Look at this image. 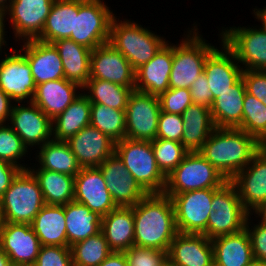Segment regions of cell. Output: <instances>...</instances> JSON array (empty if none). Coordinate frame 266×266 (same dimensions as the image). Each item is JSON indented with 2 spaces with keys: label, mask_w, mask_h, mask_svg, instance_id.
Segmentation results:
<instances>
[{
  "label": "cell",
  "mask_w": 266,
  "mask_h": 266,
  "mask_svg": "<svg viewBox=\"0 0 266 266\" xmlns=\"http://www.w3.org/2000/svg\"><path fill=\"white\" fill-rule=\"evenodd\" d=\"M133 207L134 245L168 251L178 233L171 197L149 193Z\"/></svg>",
  "instance_id": "obj_1"
},
{
  "label": "cell",
  "mask_w": 266,
  "mask_h": 266,
  "mask_svg": "<svg viewBox=\"0 0 266 266\" xmlns=\"http://www.w3.org/2000/svg\"><path fill=\"white\" fill-rule=\"evenodd\" d=\"M262 144L238 128H215L199 153L230 181L249 165Z\"/></svg>",
  "instance_id": "obj_2"
},
{
  "label": "cell",
  "mask_w": 266,
  "mask_h": 266,
  "mask_svg": "<svg viewBox=\"0 0 266 266\" xmlns=\"http://www.w3.org/2000/svg\"><path fill=\"white\" fill-rule=\"evenodd\" d=\"M115 16L110 25L109 43L129 61L134 70L148 63L167 42L163 36L129 20L120 21Z\"/></svg>",
  "instance_id": "obj_3"
},
{
  "label": "cell",
  "mask_w": 266,
  "mask_h": 266,
  "mask_svg": "<svg viewBox=\"0 0 266 266\" xmlns=\"http://www.w3.org/2000/svg\"><path fill=\"white\" fill-rule=\"evenodd\" d=\"M1 199L4 222L31 224L45 205L38 180L29 170H21Z\"/></svg>",
  "instance_id": "obj_4"
},
{
  "label": "cell",
  "mask_w": 266,
  "mask_h": 266,
  "mask_svg": "<svg viewBox=\"0 0 266 266\" xmlns=\"http://www.w3.org/2000/svg\"><path fill=\"white\" fill-rule=\"evenodd\" d=\"M115 153L139 185L149 193H163L166 177L158 169L151 141L124 138Z\"/></svg>",
  "instance_id": "obj_5"
},
{
  "label": "cell",
  "mask_w": 266,
  "mask_h": 266,
  "mask_svg": "<svg viewBox=\"0 0 266 266\" xmlns=\"http://www.w3.org/2000/svg\"><path fill=\"white\" fill-rule=\"evenodd\" d=\"M212 213L207 229L202 233L210 240L241 232L245 229L249 212L244 208L238 191L231 181L220 188H213Z\"/></svg>",
  "instance_id": "obj_6"
},
{
  "label": "cell",
  "mask_w": 266,
  "mask_h": 266,
  "mask_svg": "<svg viewBox=\"0 0 266 266\" xmlns=\"http://www.w3.org/2000/svg\"><path fill=\"white\" fill-rule=\"evenodd\" d=\"M188 33L180 44L173 45L169 88L190 89L191 84L203 73L207 56L216 48L206 43L205 39L198 34L197 26Z\"/></svg>",
  "instance_id": "obj_7"
},
{
  "label": "cell",
  "mask_w": 266,
  "mask_h": 266,
  "mask_svg": "<svg viewBox=\"0 0 266 266\" xmlns=\"http://www.w3.org/2000/svg\"><path fill=\"white\" fill-rule=\"evenodd\" d=\"M227 180L199 152H189L166 177L164 194L220 188Z\"/></svg>",
  "instance_id": "obj_8"
},
{
  "label": "cell",
  "mask_w": 266,
  "mask_h": 266,
  "mask_svg": "<svg viewBox=\"0 0 266 266\" xmlns=\"http://www.w3.org/2000/svg\"><path fill=\"white\" fill-rule=\"evenodd\" d=\"M113 17V12L103 0H78L74 33L69 39L91 50L109 43Z\"/></svg>",
  "instance_id": "obj_9"
},
{
  "label": "cell",
  "mask_w": 266,
  "mask_h": 266,
  "mask_svg": "<svg viewBox=\"0 0 266 266\" xmlns=\"http://www.w3.org/2000/svg\"><path fill=\"white\" fill-rule=\"evenodd\" d=\"M262 27H229L222 29L220 38L233 52L243 70H266V25ZM224 30V31H223Z\"/></svg>",
  "instance_id": "obj_10"
},
{
  "label": "cell",
  "mask_w": 266,
  "mask_h": 266,
  "mask_svg": "<svg viewBox=\"0 0 266 266\" xmlns=\"http://www.w3.org/2000/svg\"><path fill=\"white\" fill-rule=\"evenodd\" d=\"M171 197L175 210V223L179 233L202 234L212 213L213 189H198Z\"/></svg>",
  "instance_id": "obj_11"
},
{
  "label": "cell",
  "mask_w": 266,
  "mask_h": 266,
  "mask_svg": "<svg viewBox=\"0 0 266 266\" xmlns=\"http://www.w3.org/2000/svg\"><path fill=\"white\" fill-rule=\"evenodd\" d=\"M160 112L158 96L134 89L129 96L125 110L126 138L155 140Z\"/></svg>",
  "instance_id": "obj_12"
},
{
  "label": "cell",
  "mask_w": 266,
  "mask_h": 266,
  "mask_svg": "<svg viewBox=\"0 0 266 266\" xmlns=\"http://www.w3.org/2000/svg\"><path fill=\"white\" fill-rule=\"evenodd\" d=\"M55 0H12L9 8L0 17L10 16L16 38L23 41L37 39L44 27Z\"/></svg>",
  "instance_id": "obj_13"
},
{
  "label": "cell",
  "mask_w": 266,
  "mask_h": 266,
  "mask_svg": "<svg viewBox=\"0 0 266 266\" xmlns=\"http://www.w3.org/2000/svg\"><path fill=\"white\" fill-rule=\"evenodd\" d=\"M12 54L0 60V89L13 102L22 103L29 98L32 102L36 91V84L32 76L31 67L26 57L20 51L11 48Z\"/></svg>",
  "instance_id": "obj_14"
},
{
  "label": "cell",
  "mask_w": 266,
  "mask_h": 266,
  "mask_svg": "<svg viewBox=\"0 0 266 266\" xmlns=\"http://www.w3.org/2000/svg\"><path fill=\"white\" fill-rule=\"evenodd\" d=\"M230 181L235 185L244 208L250 214L256 213L266 202V150L262 147L249 165Z\"/></svg>",
  "instance_id": "obj_15"
},
{
  "label": "cell",
  "mask_w": 266,
  "mask_h": 266,
  "mask_svg": "<svg viewBox=\"0 0 266 266\" xmlns=\"http://www.w3.org/2000/svg\"><path fill=\"white\" fill-rule=\"evenodd\" d=\"M27 103L28 106L16 103L13 105L8 124L27 148L35 145L43 146L53 139L52 120L36 104L28 100Z\"/></svg>",
  "instance_id": "obj_16"
},
{
  "label": "cell",
  "mask_w": 266,
  "mask_h": 266,
  "mask_svg": "<svg viewBox=\"0 0 266 266\" xmlns=\"http://www.w3.org/2000/svg\"><path fill=\"white\" fill-rule=\"evenodd\" d=\"M90 79L106 80L124 87L135 88V70L110 43L92 50Z\"/></svg>",
  "instance_id": "obj_17"
},
{
  "label": "cell",
  "mask_w": 266,
  "mask_h": 266,
  "mask_svg": "<svg viewBox=\"0 0 266 266\" xmlns=\"http://www.w3.org/2000/svg\"><path fill=\"white\" fill-rule=\"evenodd\" d=\"M98 168L117 207H132L148 194L116 153L109 156Z\"/></svg>",
  "instance_id": "obj_18"
},
{
  "label": "cell",
  "mask_w": 266,
  "mask_h": 266,
  "mask_svg": "<svg viewBox=\"0 0 266 266\" xmlns=\"http://www.w3.org/2000/svg\"><path fill=\"white\" fill-rule=\"evenodd\" d=\"M0 247L11 263L34 266L41 244L31 224L4 222L0 228Z\"/></svg>",
  "instance_id": "obj_19"
},
{
  "label": "cell",
  "mask_w": 266,
  "mask_h": 266,
  "mask_svg": "<svg viewBox=\"0 0 266 266\" xmlns=\"http://www.w3.org/2000/svg\"><path fill=\"white\" fill-rule=\"evenodd\" d=\"M74 200L101 217L117 208L98 167L81 168L75 176Z\"/></svg>",
  "instance_id": "obj_20"
},
{
  "label": "cell",
  "mask_w": 266,
  "mask_h": 266,
  "mask_svg": "<svg viewBox=\"0 0 266 266\" xmlns=\"http://www.w3.org/2000/svg\"><path fill=\"white\" fill-rule=\"evenodd\" d=\"M82 168L98 167L115 153V144L92 125H88L66 140Z\"/></svg>",
  "instance_id": "obj_21"
},
{
  "label": "cell",
  "mask_w": 266,
  "mask_h": 266,
  "mask_svg": "<svg viewBox=\"0 0 266 266\" xmlns=\"http://www.w3.org/2000/svg\"><path fill=\"white\" fill-rule=\"evenodd\" d=\"M220 43L223 50L216 47L207 56L203 69L209 89L213 93V101L220 96V93L233 87L242 78L243 72V66L238 64L235 55L222 42V38Z\"/></svg>",
  "instance_id": "obj_22"
},
{
  "label": "cell",
  "mask_w": 266,
  "mask_h": 266,
  "mask_svg": "<svg viewBox=\"0 0 266 266\" xmlns=\"http://www.w3.org/2000/svg\"><path fill=\"white\" fill-rule=\"evenodd\" d=\"M173 43L166 42L148 62L135 70V90L159 96L169 89Z\"/></svg>",
  "instance_id": "obj_23"
},
{
  "label": "cell",
  "mask_w": 266,
  "mask_h": 266,
  "mask_svg": "<svg viewBox=\"0 0 266 266\" xmlns=\"http://www.w3.org/2000/svg\"><path fill=\"white\" fill-rule=\"evenodd\" d=\"M21 53L26 57L35 84L64 78L62 60L55 46L37 39L23 41Z\"/></svg>",
  "instance_id": "obj_24"
},
{
  "label": "cell",
  "mask_w": 266,
  "mask_h": 266,
  "mask_svg": "<svg viewBox=\"0 0 266 266\" xmlns=\"http://www.w3.org/2000/svg\"><path fill=\"white\" fill-rule=\"evenodd\" d=\"M167 256L178 266H213V246L204 234L177 233Z\"/></svg>",
  "instance_id": "obj_25"
},
{
  "label": "cell",
  "mask_w": 266,
  "mask_h": 266,
  "mask_svg": "<svg viewBox=\"0 0 266 266\" xmlns=\"http://www.w3.org/2000/svg\"><path fill=\"white\" fill-rule=\"evenodd\" d=\"M77 88L82 89L78 84L65 78L43 82L36 85L32 102L53 120L81 94Z\"/></svg>",
  "instance_id": "obj_26"
},
{
  "label": "cell",
  "mask_w": 266,
  "mask_h": 266,
  "mask_svg": "<svg viewBox=\"0 0 266 266\" xmlns=\"http://www.w3.org/2000/svg\"><path fill=\"white\" fill-rule=\"evenodd\" d=\"M101 232L109 248L115 252H125L134 245L133 207H117L102 216Z\"/></svg>",
  "instance_id": "obj_27"
},
{
  "label": "cell",
  "mask_w": 266,
  "mask_h": 266,
  "mask_svg": "<svg viewBox=\"0 0 266 266\" xmlns=\"http://www.w3.org/2000/svg\"><path fill=\"white\" fill-rule=\"evenodd\" d=\"M214 266H246L253 259L251 241L246 229L211 240Z\"/></svg>",
  "instance_id": "obj_28"
},
{
  "label": "cell",
  "mask_w": 266,
  "mask_h": 266,
  "mask_svg": "<svg viewBox=\"0 0 266 266\" xmlns=\"http://www.w3.org/2000/svg\"><path fill=\"white\" fill-rule=\"evenodd\" d=\"M52 44L62 60L64 78L83 88L90 79L92 50L70 39H60Z\"/></svg>",
  "instance_id": "obj_29"
},
{
  "label": "cell",
  "mask_w": 266,
  "mask_h": 266,
  "mask_svg": "<svg viewBox=\"0 0 266 266\" xmlns=\"http://www.w3.org/2000/svg\"><path fill=\"white\" fill-rule=\"evenodd\" d=\"M183 119L182 144L189 152H199L216 128L209 108L192 103L181 114Z\"/></svg>",
  "instance_id": "obj_30"
},
{
  "label": "cell",
  "mask_w": 266,
  "mask_h": 266,
  "mask_svg": "<svg viewBox=\"0 0 266 266\" xmlns=\"http://www.w3.org/2000/svg\"><path fill=\"white\" fill-rule=\"evenodd\" d=\"M31 227L41 246L67 247L64 206L45 204L33 219Z\"/></svg>",
  "instance_id": "obj_31"
},
{
  "label": "cell",
  "mask_w": 266,
  "mask_h": 266,
  "mask_svg": "<svg viewBox=\"0 0 266 266\" xmlns=\"http://www.w3.org/2000/svg\"><path fill=\"white\" fill-rule=\"evenodd\" d=\"M245 93V83L241 78L214 99L210 111L216 128H237L242 123Z\"/></svg>",
  "instance_id": "obj_32"
},
{
  "label": "cell",
  "mask_w": 266,
  "mask_h": 266,
  "mask_svg": "<svg viewBox=\"0 0 266 266\" xmlns=\"http://www.w3.org/2000/svg\"><path fill=\"white\" fill-rule=\"evenodd\" d=\"M67 247L101 232L102 217L87 206L73 200L64 205Z\"/></svg>",
  "instance_id": "obj_33"
},
{
  "label": "cell",
  "mask_w": 266,
  "mask_h": 266,
  "mask_svg": "<svg viewBox=\"0 0 266 266\" xmlns=\"http://www.w3.org/2000/svg\"><path fill=\"white\" fill-rule=\"evenodd\" d=\"M75 14H78V0H55L37 40L53 43L69 39L74 33Z\"/></svg>",
  "instance_id": "obj_34"
},
{
  "label": "cell",
  "mask_w": 266,
  "mask_h": 266,
  "mask_svg": "<svg viewBox=\"0 0 266 266\" xmlns=\"http://www.w3.org/2000/svg\"><path fill=\"white\" fill-rule=\"evenodd\" d=\"M91 102L81 93L61 114L52 120L54 140L66 141L90 125Z\"/></svg>",
  "instance_id": "obj_35"
},
{
  "label": "cell",
  "mask_w": 266,
  "mask_h": 266,
  "mask_svg": "<svg viewBox=\"0 0 266 266\" xmlns=\"http://www.w3.org/2000/svg\"><path fill=\"white\" fill-rule=\"evenodd\" d=\"M28 169L38 180L45 204L64 206L74 200L75 177L35 167Z\"/></svg>",
  "instance_id": "obj_36"
},
{
  "label": "cell",
  "mask_w": 266,
  "mask_h": 266,
  "mask_svg": "<svg viewBox=\"0 0 266 266\" xmlns=\"http://www.w3.org/2000/svg\"><path fill=\"white\" fill-rule=\"evenodd\" d=\"M39 149V155L36 156L40 165L38 169L60 172L75 177L82 168L66 141L52 139L43 146H39Z\"/></svg>",
  "instance_id": "obj_37"
},
{
  "label": "cell",
  "mask_w": 266,
  "mask_h": 266,
  "mask_svg": "<svg viewBox=\"0 0 266 266\" xmlns=\"http://www.w3.org/2000/svg\"><path fill=\"white\" fill-rule=\"evenodd\" d=\"M91 103H99L116 110H126L131 92L135 88L124 87L106 80L89 79L82 88Z\"/></svg>",
  "instance_id": "obj_38"
},
{
  "label": "cell",
  "mask_w": 266,
  "mask_h": 266,
  "mask_svg": "<svg viewBox=\"0 0 266 266\" xmlns=\"http://www.w3.org/2000/svg\"><path fill=\"white\" fill-rule=\"evenodd\" d=\"M90 125L118 142L126 138L125 111L91 103Z\"/></svg>",
  "instance_id": "obj_39"
},
{
  "label": "cell",
  "mask_w": 266,
  "mask_h": 266,
  "mask_svg": "<svg viewBox=\"0 0 266 266\" xmlns=\"http://www.w3.org/2000/svg\"><path fill=\"white\" fill-rule=\"evenodd\" d=\"M70 249L73 266H99L112 252L102 232L74 243Z\"/></svg>",
  "instance_id": "obj_40"
},
{
  "label": "cell",
  "mask_w": 266,
  "mask_h": 266,
  "mask_svg": "<svg viewBox=\"0 0 266 266\" xmlns=\"http://www.w3.org/2000/svg\"><path fill=\"white\" fill-rule=\"evenodd\" d=\"M237 128L255 137L262 145L266 142V106L247 92L243 101L242 123Z\"/></svg>",
  "instance_id": "obj_41"
},
{
  "label": "cell",
  "mask_w": 266,
  "mask_h": 266,
  "mask_svg": "<svg viewBox=\"0 0 266 266\" xmlns=\"http://www.w3.org/2000/svg\"><path fill=\"white\" fill-rule=\"evenodd\" d=\"M158 169L167 177L185 158L189 151L181 142L156 138L151 141Z\"/></svg>",
  "instance_id": "obj_42"
},
{
  "label": "cell",
  "mask_w": 266,
  "mask_h": 266,
  "mask_svg": "<svg viewBox=\"0 0 266 266\" xmlns=\"http://www.w3.org/2000/svg\"><path fill=\"white\" fill-rule=\"evenodd\" d=\"M27 147L21 138L15 133L9 124H0V160L20 167L22 170L28 169L26 165L19 164L18 160L26 156Z\"/></svg>",
  "instance_id": "obj_43"
},
{
  "label": "cell",
  "mask_w": 266,
  "mask_h": 266,
  "mask_svg": "<svg viewBox=\"0 0 266 266\" xmlns=\"http://www.w3.org/2000/svg\"><path fill=\"white\" fill-rule=\"evenodd\" d=\"M158 98L161 111L171 114H182L193 103L190 89L187 88H169Z\"/></svg>",
  "instance_id": "obj_44"
},
{
  "label": "cell",
  "mask_w": 266,
  "mask_h": 266,
  "mask_svg": "<svg viewBox=\"0 0 266 266\" xmlns=\"http://www.w3.org/2000/svg\"><path fill=\"white\" fill-rule=\"evenodd\" d=\"M129 266H161L167 257V252L154 248H146L133 245L124 252Z\"/></svg>",
  "instance_id": "obj_45"
},
{
  "label": "cell",
  "mask_w": 266,
  "mask_h": 266,
  "mask_svg": "<svg viewBox=\"0 0 266 266\" xmlns=\"http://www.w3.org/2000/svg\"><path fill=\"white\" fill-rule=\"evenodd\" d=\"M34 266H73L70 247L41 246Z\"/></svg>",
  "instance_id": "obj_46"
},
{
  "label": "cell",
  "mask_w": 266,
  "mask_h": 266,
  "mask_svg": "<svg viewBox=\"0 0 266 266\" xmlns=\"http://www.w3.org/2000/svg\"><path fill=\"white\" fill-rule=\"evenodd\" d=\"M183 119L181 114H171L161 111L158 119L157 138L173 140L182 143Z\"/></svg>",
  "instance_id": "obj_47"
},
{
  "label": "cell",
  "mask_w": 266,
  "mask_h": 266,
  "mask_svg": "<svg viewBox=\"0 0 266 266\" xmlns=\"http://www.w3.org/2000/svg\"><path fill=\"white\" fill-rule=\"evenodd\" d=\"M246 92L266 106V70H243Z\"/></svg>",
  "instance_id": "obj_48"
},
{
  "label": "cell",
  "mask_w": 266,
  "mask_h": 266,
  "mask_svg": "<svg viewBox=\"0 0 266 266\" xmlns=\"http://www.w3.org/2000/svg\"><path fill=\"white\" fill-rule=\"evenodd\" d=\"M250 215L247 218L245 229L250 237L253 256L266 263V222L260 220L257 225L249 228V224L251 223V219H249Z\"/></svg>",
  "instance_id": "obj_49"
},
{
  "label": "cell",
  "mask_w": 266,
  "mask_h": 266,
  "mask_svg": "<svg viewBox=\"0 0 266 266\" xmlns=\"http://www.w3.org/2000/svg\"><path fill=\"white\" fill-rule=\"evenodd\" d=\"M190 93L192 102L211 108L213 93L209 89L208 81L204 72L191 84Z\"/></svg>",
  "instance_id": "obj_50"
},
{
  "label": "cell",
  "mask_w": 266,
  "mask_h": 266,
  "mask_svg": "<svg viewBox=\"0 0 266 266\" xmlns=\"http://www.w3.org/2000/svg\"><path fill=\"white\" fill-rule=\"evenodd\" d=\"M21 170L22 169L16 165L0 160V198L4 195L13 179Z\"/></svg>",
  "instance_id": "obj_51"
},
{
  "label": "cell",
  "mask_w": 266,
  "mask_h": 266,
  "mask_svg": "<svg viewBox=\"0 0 266 266\" xmlns=\"http://www.w3.org/2000/svg\"><path fill=\"white\" fill-rule=\"evenodd\" d=\"M11 103L14 104L12 99L0 89V124L8 123L13 108Z\"/></svg>",
  "instance_id": "obj_52"
},
{
  "label": "cell",
  "mask_w": 266,
  "mask_h": 266,
  "mask_svg": "<svg viewBox=\"0 0 266 266\" xmlns=\"http://www.w3.org/2000/svg\"><path fill=\"white\" fill-rule=\"evenodd\" d=\"M99 266H129L128 259L124 252L112 251Z\"/></svg>",
  "instance_id": "obj_53"
},
{
  "label": "cell",
  "mask_w": 266,
  "mask_h": 266,
  "mask_svg": "<svg viewBox=\"0 0 266 266\" xmlns=\"http://www.w3.org/2000/svg\"><path fill=\"white\" fill-rule=\"evenodd\" d=\"M254 15L256 16L255 18L258 19V21H263L264 24L266 25V7H264L263 9H254L253 10Z\"/></svg>",
  "instance_id": "obj_54"
},
{
  "label": "cell",
  "mask_w": 266,
  "mask_h": 266,
  "mask_svg": "<svg viewBox=\"0 0 266 266\" xmlns=\"http://www.w3.org/2000/svg\"><path fill=\"white\" fill-rule=\"evenodd\" d=\"M6 26H4V22H2L1 18H0V51L2 50V46L6 45V41H5V28Z\"/></svg>",
  "instance_id": "obj_55"
},
{
  "label": "cell",
  "mask_w": 266,
  "mask_h": 266,
  "mask_svg": "<svg viewBox=\"0 0 266 266\" xmlns=\"http://www.w3.org/2000/svg\"><path fill=\"white\" fill-rule=\"evenodd\" d=\"M10 263L11 262H10L9 257L7 256V254L0 247V266H7Z\"/></svg>",
  "instance_id": "obj_56"
},
{
  "label": "cell",
  "mask_w": 266,
  "mask_h": 266,
  "mask_svg": "<svg viewBox=\"0 0 266 266\" xmlns=\"http://www.w3.org/2000/svg\"><path fill=\"white\" fill-rule=\"evenodd\" d=\"M11 1L12 0H0V17L9 8Z\"/></svg>",
  "instance_id": "obj_57"
},
{
  "label": "cell",
  "mask_w": 266,
  "mask_h": 266,
  "mask_svg": "<svg viewBox=\"0 0 266 266\" xmlns=\"http://www.w3.org/2000/svg\"><path fill=\"white\" fill-rule=\"evenodd\" d=\"M260 217L263 221L266 222V202L262 205V207L255 213Z\"/></svg>",
  "instance_id": "obj_58"
},
{
  "label": "cell",
  "mask_w": 266,
  "mask_h": 266,
  "mask_svg": "<svg viewBox=\"0 0 266 266\" xmlns=\"http://www.w3.org/2000/svg\"><path fill=\"white\" fill-rule=\"evenodd\" d=\"M246 266H266V263L254 258L250 263H248Z\"/></svg>",
  "instance_id": "obj_59"
},
{
  "label": "cell",
  "mask_w": 266,
  "mask_h": 266,
  "mask_svg": "<svg viewBox=\"0 0 266 266\" xmlns=\"http://www.w3.org/2000/svg\"><path fill=\"white\" fill-rule=\"evenodd\" d=\"M161 266H178V265L167 256L162 262Z\"/></svg>",
  "instance_id": "obj_60"
},
{
  "label": "cell",
  "mask_w": 266,
  "mask_h": 266,
  "mask_svg": "<svg viewBox=\"0 0 266 266\" xmlns=\"http://www.w3.org/2000/svg\"><path fill=\"white\" fill-rule=\"evenodd\" d=\"M3 216H2V210H1V199H0V228L3 226Z\"/></svg>",
  "instance_id": "obj_61"
},
{
  "label": "cell",
  "mask_w": 266,
  "mask_h": 266,
  "mask_svg": "<svg viewBox=\"0 0 266 266\" xmlns=\"http://www.w3.org/2000/svg\"><path fill=\"white\" fill-rule=\"evenodd\" d=\"M7 266H19V265H16V264H14V263H10V264H8Z\"/></svg>",
  "instance_id": "obj_62"
},
{
  "label": "cell",
  "mask_w": 266,
  "mask_h": 266,
  "mask_svg": "<svg viewBox=\"0 0 266 266\" xmlns=\"http://www.w3.org/2000/svg\"><path fill=\"white\" fill-rule=\"evenodd\" d=\"M262 147L266 150V142L262 145Z\"/></svg>",
  "instance_id": "obj_63"
}]
</instances>
